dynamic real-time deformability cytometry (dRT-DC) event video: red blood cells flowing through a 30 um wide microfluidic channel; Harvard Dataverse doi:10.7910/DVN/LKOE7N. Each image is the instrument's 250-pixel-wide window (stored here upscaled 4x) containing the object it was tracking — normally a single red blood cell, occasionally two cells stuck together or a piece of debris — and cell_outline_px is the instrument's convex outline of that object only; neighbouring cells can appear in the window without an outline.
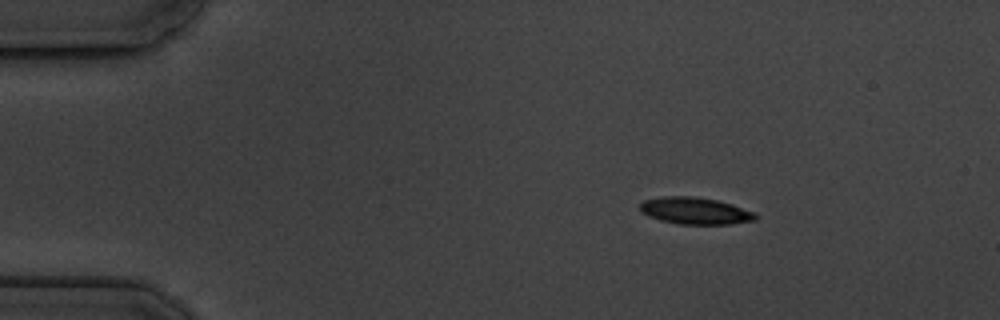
{"species": "common noctule bat (a hibernating species)", "species_latin": "Nyctalus noctula", "temperature_condition": "cold", "stored_images_in_passage": 4, "camera_frame_rate_fps": 3000, "um_per_image_px": 0.085, "animal": {"sex": "male", "body_mass_g": 19.5, "forearm_length_mm": 54.6}, "frame": {"image": 1, "passage_image": 2, "time_ms": 1.0, "image_size_px": [1000, 320], "cell_outline_px": [[760, 216], [756, 220], [732, 224], [676, 224], [660, 220], [648, 216], [640, 212], [640, 204], [644, 200], [664, 196], [696, 196], [716, 200], [732, 204], [752, 212]], "centroid_in_image_um": [59.08, 17.92], "position_along_channel_um": 25.9, "area_um2": 18.21}}